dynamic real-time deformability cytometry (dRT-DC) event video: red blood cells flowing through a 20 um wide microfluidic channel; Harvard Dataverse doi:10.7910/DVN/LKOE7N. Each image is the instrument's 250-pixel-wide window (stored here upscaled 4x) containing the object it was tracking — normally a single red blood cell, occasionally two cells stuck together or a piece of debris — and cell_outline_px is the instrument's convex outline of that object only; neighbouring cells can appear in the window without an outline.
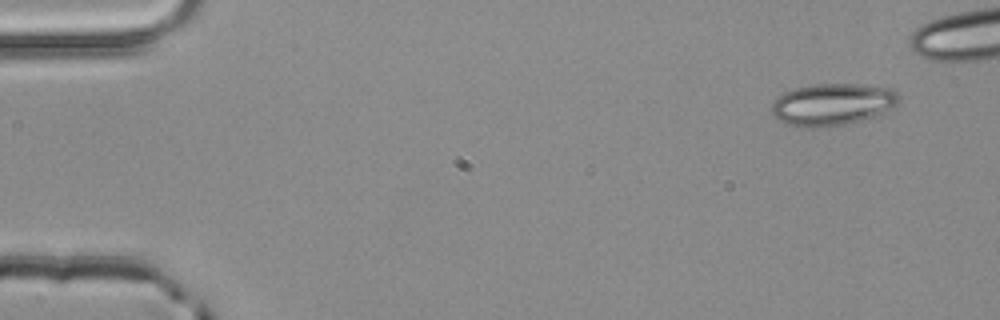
{"species": "common noctule bat (a hibernating species)", "species_latin": "Nyctalus noctula", "temperature_condition": "room temperature", "stored_images_in_passage": 4, "camera_frame_rate_fps": 3000, "um_per_image_px": 0.085, "animal": {"sex": "male", "body_mass_g": 20.4}, "frame": {"image": 1, "passage_image": 1, "time_ms": 0.0, "image_size_px": [1000, 320], "cell_outline_px": [[900, 100], [896, 104], [884, 112], [872, 116], [844, 124], [816, 128], [804, 128], [788, 124], [780, 120], [772, 112], [772, 104], [784, 92], [796, 88], [816, 84], [856, 84], [892, 88], [900, 96]], "centroid_in_image_um": [70.76, 8.87], "position_along_channel_um": 14.2, "area_um2": 30.69}}